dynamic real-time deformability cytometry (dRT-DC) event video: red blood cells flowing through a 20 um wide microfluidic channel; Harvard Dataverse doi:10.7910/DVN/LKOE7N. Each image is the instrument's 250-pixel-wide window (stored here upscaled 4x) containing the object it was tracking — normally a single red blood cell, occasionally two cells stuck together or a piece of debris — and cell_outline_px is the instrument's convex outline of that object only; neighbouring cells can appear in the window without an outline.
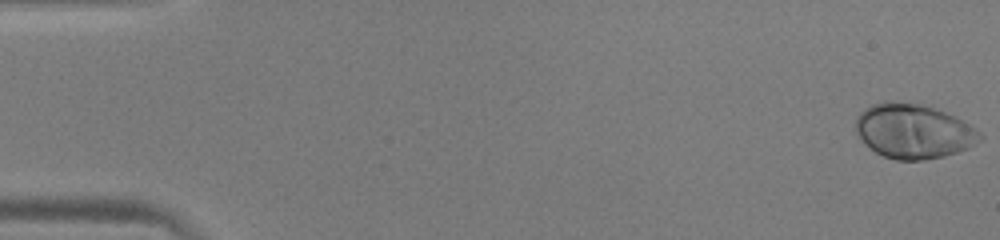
{"species": "human", "species_latin": "Homo sapiens", "temperature_condition": "warm", "stored_images_in_passage": 52, "camera_frame_rate_fps": 3000, "um_per_image_px": 0.085, "donor": {"sex": "male"}, "frame": {"image": 1, "passage_image": 1, "time_ms": 0.0, "image_size_px": [1000, 240], "cell_outline_px": [[984, 136], [980, 140], [968, 148], [944, 156], [924, 160], [896, 160], [884, 156], [876, 152], [864, 144], [856, 132], [856, 116], [864, 108], [872, 104], [884, 100], [892, 100], [920, 104], [956, 116], [980, 132]], "centroid_in_image_um": [77.61, 11.14], "position_along_channel_um": 7.4, "area_um2": 39.59}}
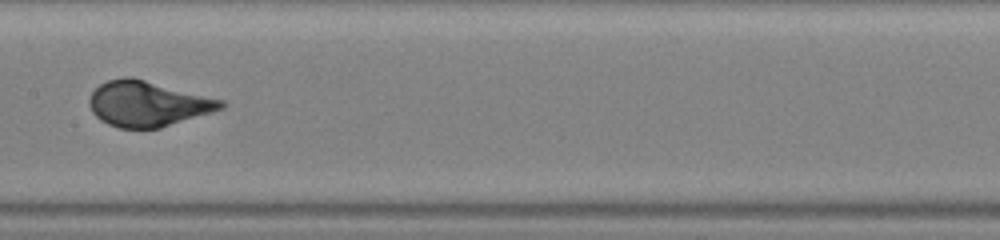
{"frame": {"image": 2, "passage_image": 27, "time_ms": 8.667, "image_size_px": [1000, 240], "cell_outline_px": [[228, 104], [224, 108], [212, 112], [160, 128], [120, 128], [108, 124], [100, 120], [92, 112], [88, 104], [88, 100], [92, 92], [100, 84], [108, 80], [124, 76], [132, 76], [224, 100]], "centroid_in_image_um": [12.56, 8.81], "position_along_channel_um": 194.8, "area_um2": 35.03}}
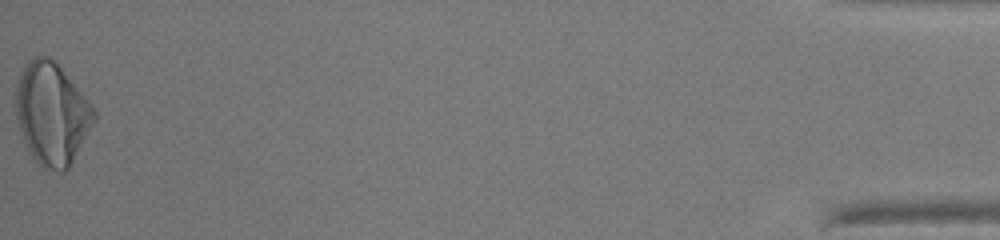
{"frame": {"image": 3, "passage_image": 52, "time_ms": 17.0, "image_size_px": [1000, 240], "cell_outline_px": [[96, 120], [68, 168], [64, 172], [60, 172], [44, 168], [28, 152], [24, 144], [20, 132], [16, 116], [16, 88], [20, 72], [24, 64], [28, 60], [36, 56], [48, 56], [56, 60], [96, 112]], "centroid_in_image_um": [4.38, 9.65], "position_along_channel_um": 430.8, "area_um2": 46.53}, "authors_computed_cell_mechanics": {"area_um2": 35.7493, "velocity_mm_per_s": 4.0121, "shape_relaxation_time_tau1_ms": 3.4797, "shape_relaxation_time_tau2_ms": null, "deformation_change_tau1": 0.1911, "deformation_change_tau2": null}}